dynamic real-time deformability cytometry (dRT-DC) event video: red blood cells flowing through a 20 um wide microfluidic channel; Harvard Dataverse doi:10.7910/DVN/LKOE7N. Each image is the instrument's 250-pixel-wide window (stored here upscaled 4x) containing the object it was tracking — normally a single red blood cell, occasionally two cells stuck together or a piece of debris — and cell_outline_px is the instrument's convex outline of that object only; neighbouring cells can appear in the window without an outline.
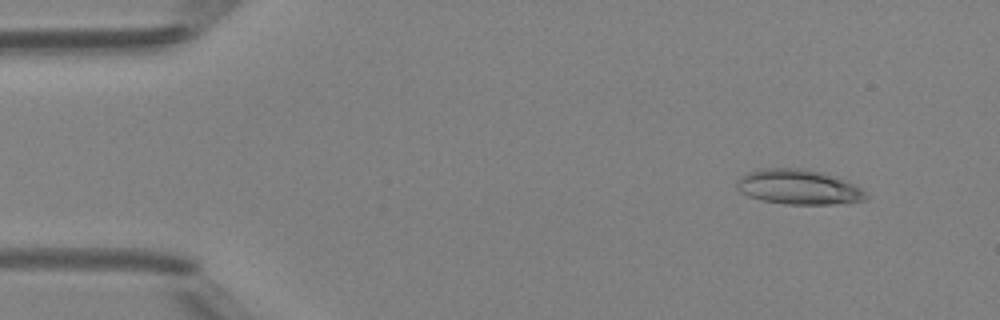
{"species": "Egyptian fruit bat (a non-hibernating species)", "species_latin": "Rousettus aegyptiacus", "temperature_condition": "room temperature", "stored_images_in_passage": 49, "camera_frame_rate_fps": 3000, "um_per_image_px": 0.085, "animal": {"sex": "female"}, "frame": {"image": 1, "passage_image": 5, "time_ms": 1.333, "image_size_px": [1000, 320], "cell_outline_px": [[868, 200], [832, 204], [784, 204], [760, 200], [748, 196], [740, 192], [736, 188], [736, 180], [740, 176], [748, 172], [760, 168], [804, 168], [820, 172], [852, 184], [860, 188], [868, 196]], "centroid_in_image_um": [67.8, 15.9], "position_along_channel_um": 17.2, "area_um2": 26.18}}
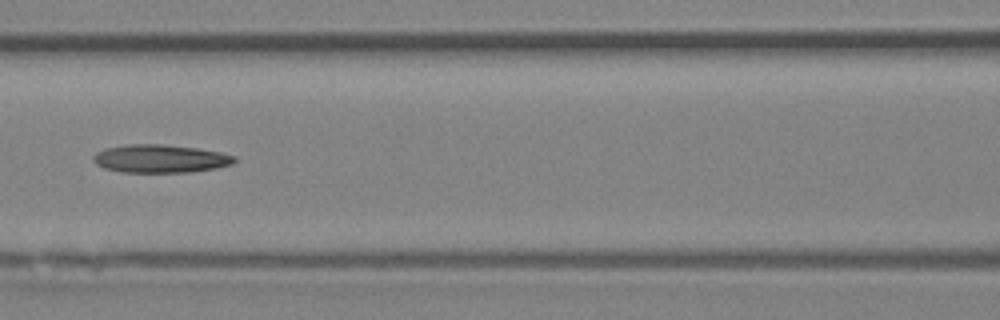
{"frame": {"image": 2, "passage_image": 22, "time_ms": 7.0, "image_size_px": [1000, 320], "cell_outline_px": [[236, 160], [232, 164], [216, 168], [192, 172], [124, 172], [104, 168], [96, 164], [92, 160], [92, 156], [96, 152], [104, 148], [128, 144], [164, 144], [196, 148], [220, 152], [236, 156]], "centroid_in_image_um": [13.61, 13.48], "position_along_channel_um": 153.0, "area_um2": 23.24}}
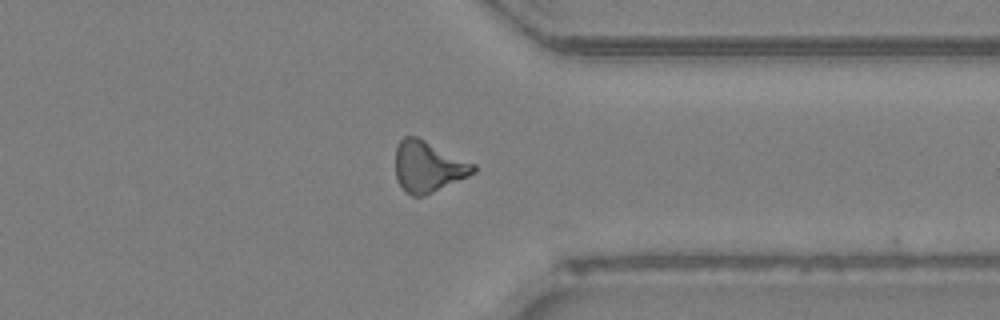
{"frame": {"image": 3, "passage_image": 38, "time_ms": 12.333, "image_size_px": [1000, 320], "cell_outline_px": [[476, 172], [468, 176], [424, 196], [412, 196], [404, 192], [396, 180], [396, 148], [400, 140], [404, 136], [416, 136], [476, 164]], "centroid_in_image_um": [36.37, 14.17], "position_along_channel_um": 375.0, "area_um2": 23.18}, "authors_computed_cell_mechanics": {"area_um2": 22.831, "velocity_mm_per_s": 4.2355, "shape_relaxation_time_tau1_ms": null, "shape_relaxation_time_tau2_ms": 6.7587, "deformation_change_tau1": null, "deformation_change_tau2": 0.2107}}